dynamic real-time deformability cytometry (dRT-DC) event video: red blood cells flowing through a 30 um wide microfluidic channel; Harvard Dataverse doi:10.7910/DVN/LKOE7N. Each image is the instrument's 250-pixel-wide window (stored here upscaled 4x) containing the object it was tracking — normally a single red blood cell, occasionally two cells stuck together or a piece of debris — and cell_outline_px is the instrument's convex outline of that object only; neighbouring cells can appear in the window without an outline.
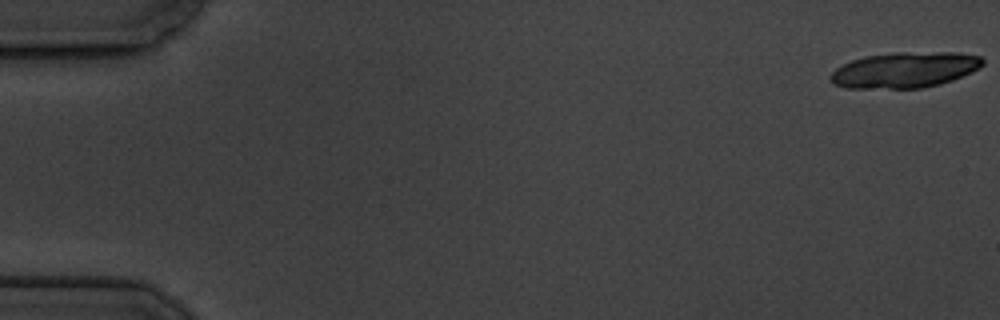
{"species": "common noctule bat (a hibernating species)", "species_latin": "Nyctalus noctula", "temperature_condition": "cold", "stored_images_in_passage": 7, "camera_frame_rate_fps": 3000, "um_per_image_px": 0.085, "animal": {"sex": "male", "body_mass_g": 19.5, "forearm_length_mm": 54.6}, "frame": {"image": 1, "passage_image": 1, "time_ms": 0.0, "image_size_px": [1000, 320], "cell_outline_px": [[984, 64], [980, 68], [972, 72], [952, 80], [940, 84], [920, 88], [844, 88], [832, 84], [828, 76], [836, 68], [852, 60], [864, 56], [896, 52], [960, 52], [980, 56], [984, 60]], "centroid_in_image_um": [76.91, 5.94], "position_along_channel_um": 8.1, "area_um2": 31.96}}